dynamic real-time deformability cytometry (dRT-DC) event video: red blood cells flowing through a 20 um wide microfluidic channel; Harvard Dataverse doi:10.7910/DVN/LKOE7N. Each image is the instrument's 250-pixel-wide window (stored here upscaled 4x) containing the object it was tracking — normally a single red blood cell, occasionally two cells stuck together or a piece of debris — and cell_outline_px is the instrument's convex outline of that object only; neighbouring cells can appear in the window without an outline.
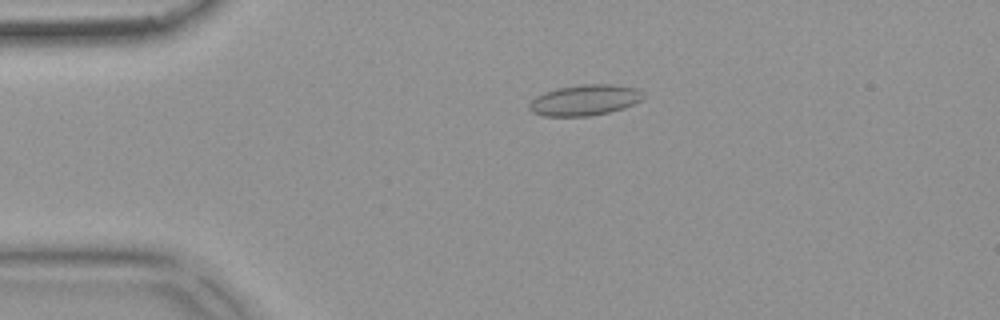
{"species": "common noctule bat (a hibernating species)", "species_latin": "Nyctalus noctula", "temperature_condition": "warm", "stored_images_in_passage": 49, "camera_frame_rate_fps": 3000, "um_per_image_px": 0.085, "animal": {"sex": "female", "body_mass_g": 18.4}, "frame": {"image": 1, "passage_image": 12, "time_ms": 3.667, "image_size_px": [1000, 320], "cell_outline_px": [[644, 96], [640, 100], [624, 108], [608, 112], [588, 116], [544, 116], [532, 112], [528, 108], [528, 104], [536, 96], [544, 92], [556, 88], [584, 84], [612, 84], [636, 88]], "centroid_in_image_um": [49.66, 8.51], "position_along_channel_um": 35.3, "area_um2": 20.35}}
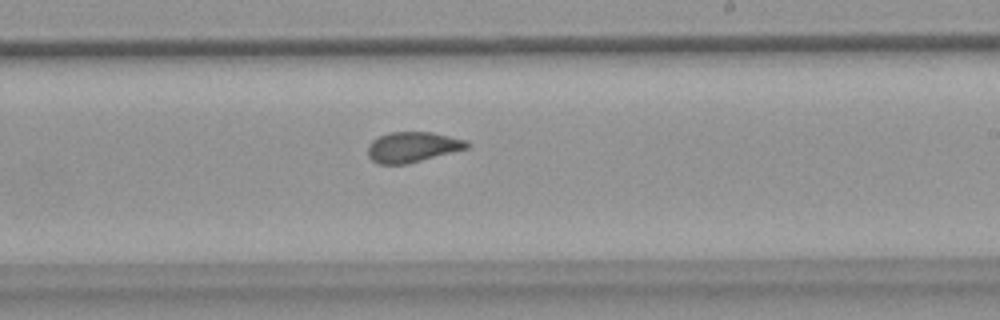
{"frame": {"image": 2, "passage_image": 32, "time_ms": 10.333, "image_size_px": [1000, 320], "cell_outline_px": [[468, 148], [408, 164], [380, 164], [372, 160], [368, 156], [368, 144], [372, 140], [380, 136], [392, 132], [432, 132], [464, 140], [468, 144]], "centroid_in_image_um": [35.03, 12.51], "position_along_channel_um": 254.0, "area_um2": 17.34}}
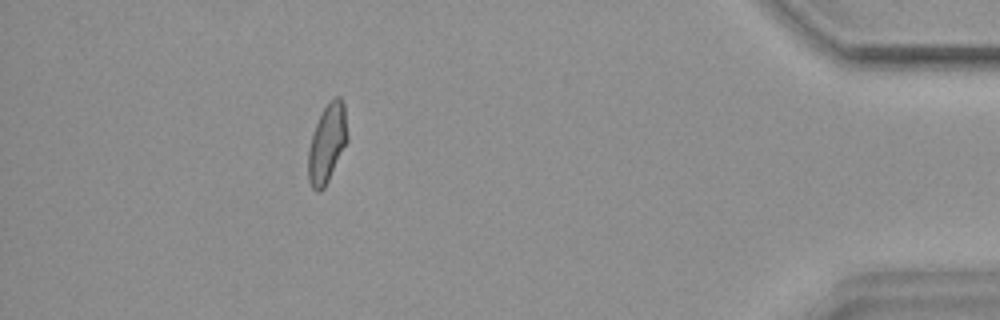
{"frame": {"image": 3, "passage_image": 48, "time_ms": 15.667, "image_size_px": [1000, 320], "cell_outline_px": [[348, 140], [324, 188], [320, 192], [316, 192], [312, 188], [308, 180], [308, 148], [312, 132], [324, 108], [336, 96], [340, 96], [344, 104], [348, 136]], "centroid_in_image_um": [27.79, 12.21], "position_along_channel_um": 407.4, "area_um2": 17.86}, "authors_computed_cell_mechanics": {"area_um2": 18.2648, "velocity_mm_per_s": 3.8496, "shape_relaxation_time_tau1_ms": null, "shape_relaxation_time_tau2_ms": 0.8952, "deformation_change_tau1": null, "deformation_change_tau2": 0.0721}}